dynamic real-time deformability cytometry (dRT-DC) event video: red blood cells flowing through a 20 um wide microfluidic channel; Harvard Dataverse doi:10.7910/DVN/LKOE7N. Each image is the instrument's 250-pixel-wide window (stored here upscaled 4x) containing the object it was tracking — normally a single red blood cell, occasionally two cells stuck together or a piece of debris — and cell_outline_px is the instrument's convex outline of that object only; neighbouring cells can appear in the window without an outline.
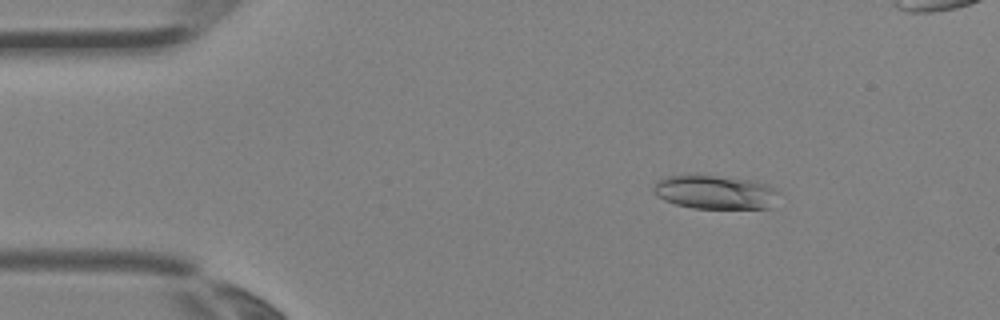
{"species": "Egyptian fruit bat (a non-hibernating species)", "species_latin": "Rousettus aegyptiacus", "temperature_condition": "room temperature", "stored_images_in_passage": 3, "camera_frame_rate_fps": 3000, "um_per_image_px": 0.085, "animal": {"sex": "female"}, "frame": {"image": 1, "passage_image": 1, "time_ms": 0.0, "image_size_px": [1000, 320], "cell_outline_px": [[776, 192], [772, 208], [692, 208], [676, 204], [664, 200], [656, 196], [652, 188], [656, 180], [668, 176], [716, 176], [756, 180], [768, 184], [776, 188]], "centroid_in_image_um": [60.77, 16.33], "position_along_channel_um": 24.2, "area_um2": 24.57}}